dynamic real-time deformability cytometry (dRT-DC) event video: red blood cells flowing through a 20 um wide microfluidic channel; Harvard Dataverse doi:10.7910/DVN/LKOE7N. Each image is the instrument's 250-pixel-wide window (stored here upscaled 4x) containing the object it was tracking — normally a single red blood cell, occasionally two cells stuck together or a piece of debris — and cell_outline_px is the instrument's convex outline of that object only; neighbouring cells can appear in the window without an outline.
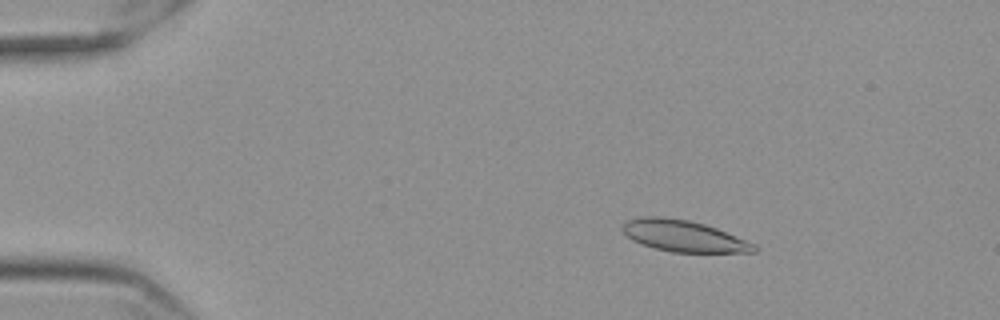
{"species": "Egyptian fruit bat (a non-hibernating species)", "species_latin": "Rousettus aegyptiacus", "temperature_condition": "cold", "stored_images_in_passage": 58, "camera_frame_rate_fps": 3000, "um_per_image_px": 0.085, "frame": {"image": 1, "passage_image": 10, "time_ms": 3.0, "image_size_px": [1000, 320], "cell_outline_px": [[756, 252], [672, 252], [652, 248], [640, 244], [632, 240], [620, 228], [628, 220], [640, 216], [660, 216], [688, 220], [704, 224], [716, 228], [756, 244]], "centroid_in_image_um": [58.07, 20.06], "position_along_channel_um": 26.9, "area_um2": 24.04}}
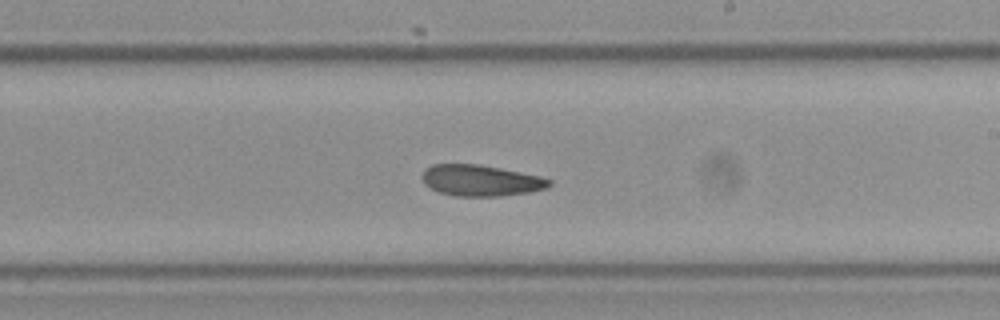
{"frame": {"image": 2, "passage_image": 35, "time_ms": 11.333, "image_size_px": [1000, 320], "cell_outline_px": [[552, 184], [548, 188], [528, 192], [500, 196], [456, 196], [440, 192], [424, 184], [420, 176], [432, 164], [476, 164], [520, 172], [540, 176], [552, 180]], "centroid_in_image_um": [40.87, 15.34], "position_along_channel_um": 248.1, "area_um2": 22.89}}
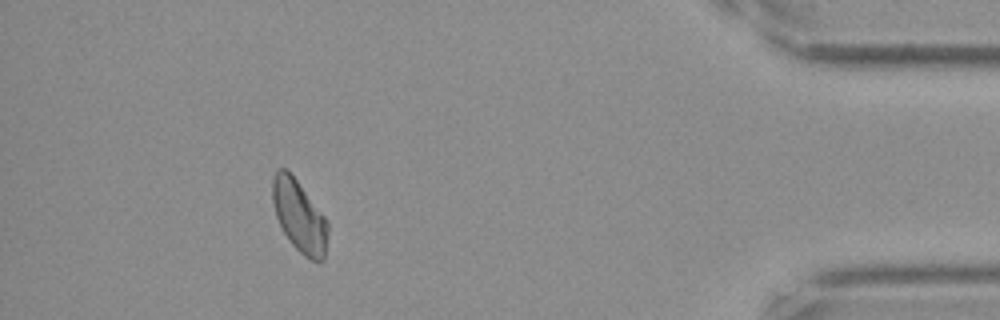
{"frame": {"image": 3, "passage_image": 53, "time_ms": 17.333, "image_size_px": [1000, 320], "cell_outline_px": [[328, 232], [324, 260], [320, 264], [304, 256], [292, 244], [284, 232], [276, 216], [272, 200], [272, 180], [276, 172], [280, 168], [284, 168], [296, 180], [328, 220]], "centroid_in_image_um": [25.46, 18.42], "position_along_channel_um": 409.7, "area_um2": 22.95}, "authors_computed_cell_mechanics": {"area_um2": 23.5824, "velocity_mm_per_s": 3.5407, "shape_relaxation_time_tau1_ms": null, "shape_relaxation_time_tau2_ms": 3.8486, "deformation_change_tau1": null, "deformation_change_tau2": 0.0874}}